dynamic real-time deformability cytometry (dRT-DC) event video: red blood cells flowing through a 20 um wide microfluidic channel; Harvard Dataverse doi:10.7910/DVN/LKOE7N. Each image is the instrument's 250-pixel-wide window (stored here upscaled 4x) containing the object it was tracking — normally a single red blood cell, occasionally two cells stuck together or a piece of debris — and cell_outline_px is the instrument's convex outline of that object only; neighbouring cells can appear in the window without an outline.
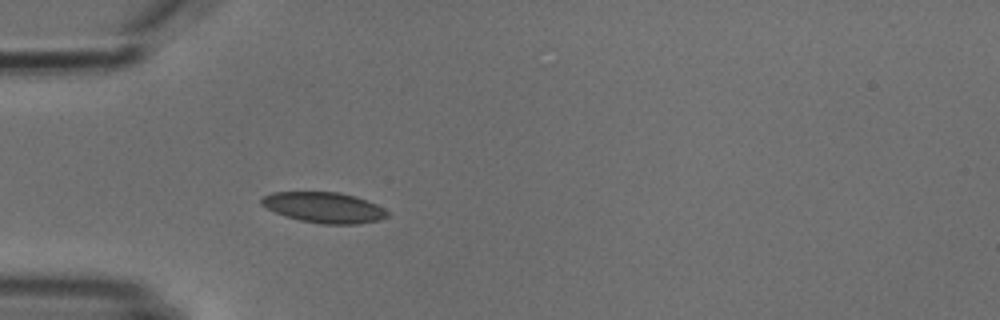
{"species": "common noctule bat (a hibernating species)", "species_latin": "Nyctalus noctula", "temperature_condition": "cold", "stored_images_in_passage": 3, "camera_frame_rate_fps": 3000, "um_per_image_px": 0.085, "animal": {"sex": "male", "body_mass_g": 18.8}, "frame": {"image": 1, "passage_image": 3, "time_ms": 3.333, "image_size_px": [1000, 320], "cell_outline_px": [[388, 216], [380, 220], [356, 224], [320, 224], [300, 220], [284, 216], [260, 204], [260, 200], [264, 196], [272, 192], [340, 192], [356, 196], [376, 204], [384, 208], [388, 212]], "centroid_in_image_um": [27.55, 17.64], "position_along_channel_um": 57.4, "area_um2": 22.48}}